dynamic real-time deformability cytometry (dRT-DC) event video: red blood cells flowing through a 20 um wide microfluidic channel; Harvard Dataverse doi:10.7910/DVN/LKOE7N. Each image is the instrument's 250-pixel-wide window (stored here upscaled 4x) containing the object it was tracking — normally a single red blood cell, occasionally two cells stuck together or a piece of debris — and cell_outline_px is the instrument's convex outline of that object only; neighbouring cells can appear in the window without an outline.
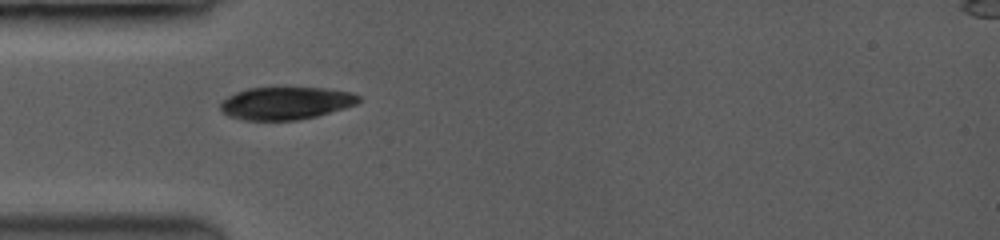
{"species": "common noctule bat (a hibernating species)", "species_latin": "Nyctalus noctula", "temperature_condition": "room temperature", "stored_images_in_passage": 6, "camera_frame_rate_fps": 3500, "um_per_image_px": 0.085, "animal": {"sex": "female", "body_mass_g": 19.0, "forearm_length_mm": 53.3}, "frame": {"image": 1, "passage_image": 1, "time_ms": 0.0, "image_size_px": [1000, 240], "cell_outline_px": [[360, 100], [356, 104], [344, 108], [316, 116], [296, 120], [244, 120], [228, 116], [220, 108], [220, 104], [228, 96], [236, 92], [248, 88], [324, 88], [348, 92], [360, 96]], "centroid_in_image_um": [24.27, 8.77], "position_along_channel_um": 60.7, "area_um2": 25.95}}
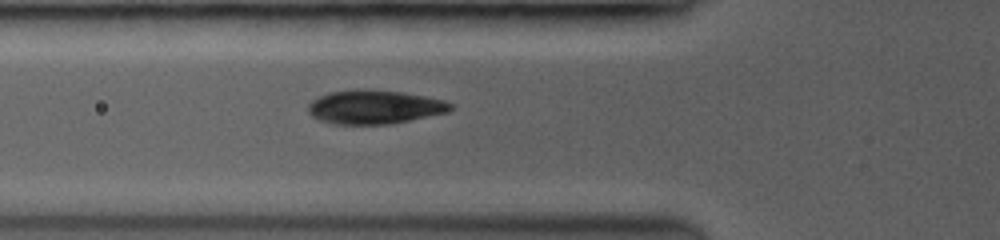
{"frame": {"image": 2, "passage_image": 4, "time_ms": 0.857, "image_size_px": [1000, 240], "cell_outline_px": [[452, 108], [448, 112], [388, 124], [332, 124], [320, 120], [312, 116], [308, 112], [308, 104], [312, 100], [320, 96], [332, 92], [400, 92], [424, 96], [444, 100], [452, 104]], "centroid_in_image_um": [31.83, 9.14], "position_along_channel_um": 94.0, "area_um2": 26.88}}